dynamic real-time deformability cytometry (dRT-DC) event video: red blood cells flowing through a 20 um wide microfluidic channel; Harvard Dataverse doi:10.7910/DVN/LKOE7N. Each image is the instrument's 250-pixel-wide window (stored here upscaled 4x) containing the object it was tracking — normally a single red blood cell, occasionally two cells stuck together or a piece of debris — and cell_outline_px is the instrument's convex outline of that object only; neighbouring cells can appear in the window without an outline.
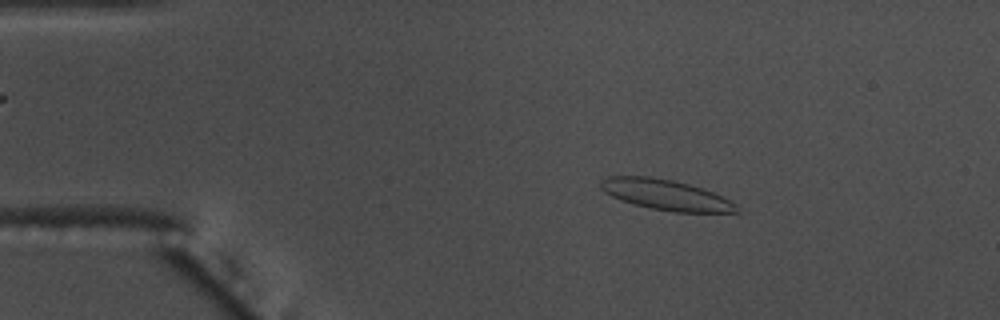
{"species": "common noctule bat (a hibernating species)", "species_latin": "Nyctalus noctula", "temperature_condition": "warm", "stored_images_in_passage": 55, "camera_frame_rate_fps": 3000, "um_per_image_px": 0.085, "animal": {"sex": "male", "body_mass_g": 17.5, "forearm_length_mm": 52.3}, "frame": {"image": 1, "passage_image": 9, "time_ms": 2.667, "image_size_px": [1000, 320], "cell_outline_px": [[740, 212], [676, 212], [652, 208], [620, 200], [604, 192], [600, 188], [600, 180], [608, 176], [648, 176], [672, 180], [688, 184], [712, 192], [736, 204]], "centroid_in_image_um": [56.55, 16.55], "position_along_channel_um": 28.5, "area_um2": 23.76}}
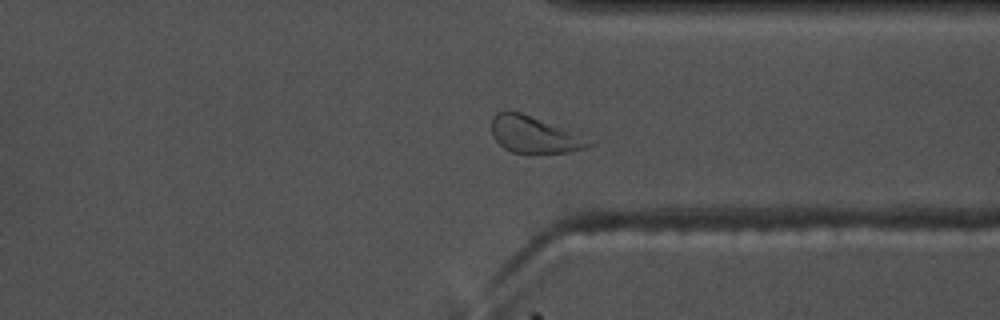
{"frame": {"image": 2, "passage_image": 42, "time_ms": 13.667, "image_size_px": [1000, 320], "cell_outline_px": [[600, 140], [584, 148], [568, 152], [512, 152], [504, 148], [492, 136], [492, 116], [496, 112], [520, 112], [592, 132], [600, 136]], "centroid_in_image_um": [45.73, 11.4], "position_along_channel_um": 365.7, "area_um2": 22.54}}
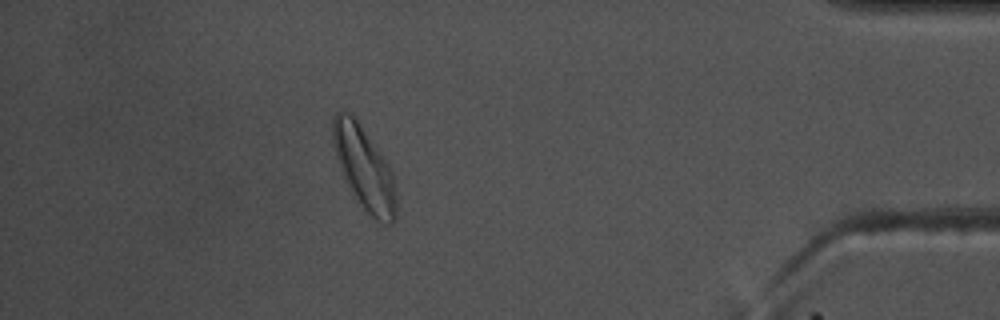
{"frame": {"image": 3, "passage_image": 49, "time_ms": 16.0, "image_size_px": [1000, 320], "cell_outline_px": [[396, 220], [392, 224], [384, 224], [376, 220], [356, 200], [340, 168], [336, 156], [332, 140], [332, 120], [336, 112], [340, 108], [356, 116], [388, 164], [392, 172], [396, 196]], "centroid_in_image_um": [30.95, 14.24], "position_along_channel_um": 404.2, "area_um2": 30.75}, "authors_computed_cell_mechanics": {"area_um2": 23.5824, "velocity_mm_per_s": 3.6417, "shape_relaxation_time_tau1_ms": 6.3282, "shape_relaxation_time_tau2_ms": 1.2641, "deformation_change_tau1": 0.1781, "deformation_change_tau2": 0.0735}}